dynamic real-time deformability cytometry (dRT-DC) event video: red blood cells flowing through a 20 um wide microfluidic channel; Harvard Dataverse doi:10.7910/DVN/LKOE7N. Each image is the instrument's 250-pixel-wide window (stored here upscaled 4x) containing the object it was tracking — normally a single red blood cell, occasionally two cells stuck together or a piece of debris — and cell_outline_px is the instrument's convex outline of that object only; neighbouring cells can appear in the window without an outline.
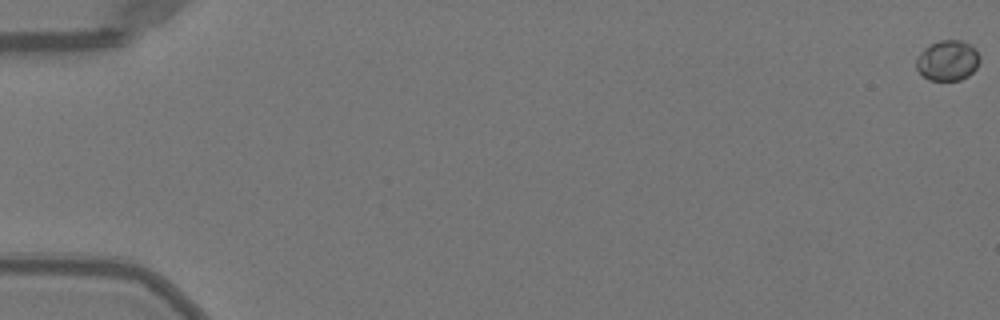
{"species": "Egyptian fruit bat (a non-hibernating species)", "species_latin": "Rousettus aegyptiacus", "temperature_condition": "warm", "stored_images_in_passage": 21, "camera_frame_rate_fps": 3000, "um_per_image_px": 0.085, "animal": {"sex": "female"}, "frame": {"image": 1, "passage_image": 1, "time_ms": 0.0, "image_size_px": [1000, 320], "cell_outline_px": [[980, 60], [976, 68], [968, 76], [960, 80], [928, 80], [916, 68], [916, 60], [920, 52], [924, 48], [940, 40], [960, 40], [976, 48], [980, 56]], "centroid_in_image_um": [80.56, 5.14], "position_along_channel_um": 4.4, "area_um2": 14.91}}
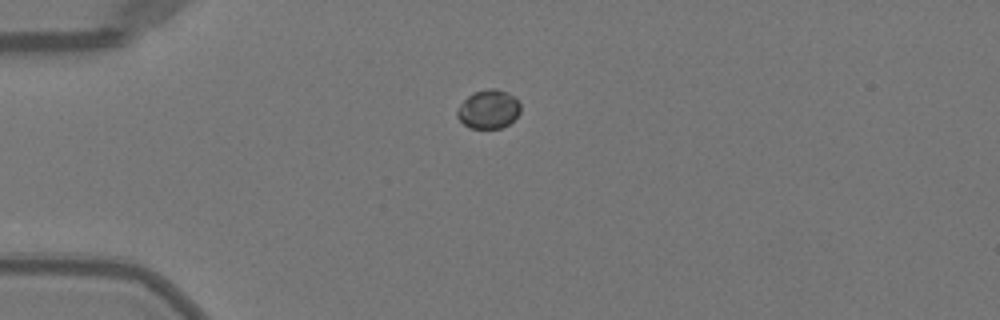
{"frame": {"image": 2, "passage_image": 15, "time_ms": 4.667, "image_size_px": [1000, 320], "cell_outline_px": [[520, 112], [508, 124], [500, 128], [468, 128], [456, 116], [456, 108], [468, 96], [476, 92], [488, 88], [496, 88], [512, 96], [520, 104]], "centroid_in_image_um": [41.48, 9.29], "position_along_channel_um": 43.5, "area_um2": 14.1}}
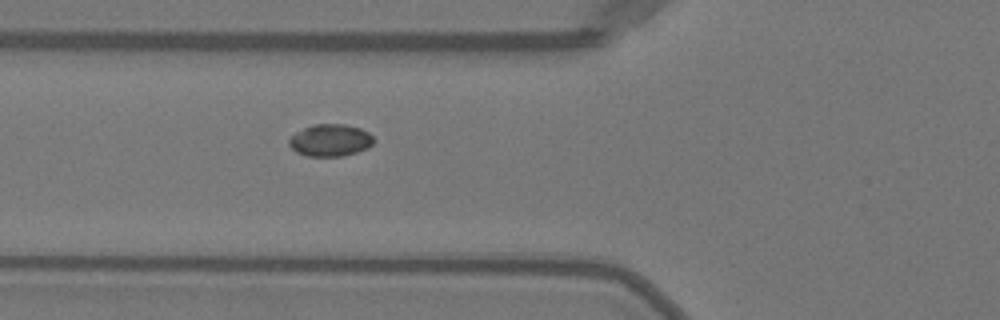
{"frame": {"image": 3, "passage_image": 21, "time_ms": 6.667, "image_size_px": [1000, 320], "cell_outline_px": [[372, 144], [368, 148], [344, 156], [304, 156], [296, 152], [288, 144], [288, 140], [296, 132], [304, 128], [316, 124], [344, 124], [360, 128], [368, 132], [372, 136]], "centroid_in_image_um": [28.05, 11.93], "position_along_channel_um": 97.7, "area_um2": 15.78}}